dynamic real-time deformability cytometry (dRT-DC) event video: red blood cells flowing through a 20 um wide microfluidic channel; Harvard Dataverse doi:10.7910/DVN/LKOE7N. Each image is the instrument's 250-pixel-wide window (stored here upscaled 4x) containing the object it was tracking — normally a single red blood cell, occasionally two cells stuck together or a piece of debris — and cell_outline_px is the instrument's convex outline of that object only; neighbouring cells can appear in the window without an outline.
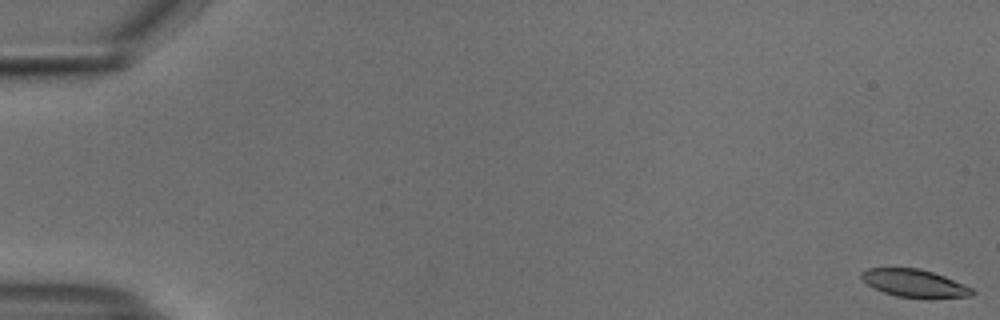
{"species": "common noctule bat (a hibernating species)", "species_latin": "Nyctalus noctula", "temperature_condition": "cold", "stored_images_in_passage": 13, "camera_frame_rate_fps": 3000, "um_per_image_px": 0.085, "animal": {"sex": "male", "body_mass_g": 18.8}, "frame": {"image": 1, "passage_image": 1, "time_ms": 0.0, "image_size_px": [1000, 320], "cell_outline_px": [[976, 292], [972, 296], [928, 300], [896, 296], [872, 288], [860, 276], [860, 272], [868, 268], [920, 268], [944, 276], [964, 284], [972, 288]], "centroid_in_image_um": [77.77, 24.11], "position_along_channel_um": 7.2, "area_um2": 18.38}}